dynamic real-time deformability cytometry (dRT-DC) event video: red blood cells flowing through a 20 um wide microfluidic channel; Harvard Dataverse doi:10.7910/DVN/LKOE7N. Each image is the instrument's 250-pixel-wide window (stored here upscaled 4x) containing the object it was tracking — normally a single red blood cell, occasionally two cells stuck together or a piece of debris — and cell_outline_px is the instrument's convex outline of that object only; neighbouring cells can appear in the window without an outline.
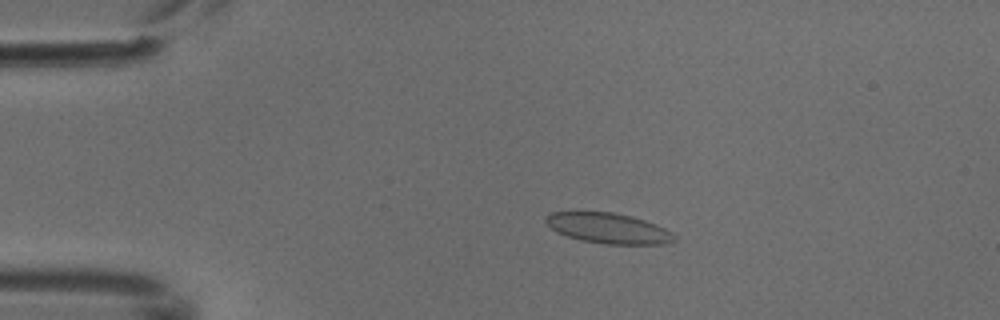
{"species": "common noctule bat (a hibernating species)", "species_latin": "Nyctalus noctula", "temperature_condition": "cold", "stored_images_in_passage": 3, "camera_frame_rate_fps": 3000, "um_per_image_px": 0.085, "animal": {"sex": "male", "body_mass_g": 18.8}, "frame": {"image": 1, "passage_image": 2, "time_ms": 0.333, "image_size_px": [1000, 320], "cell_outline_px": [[676, 240], [664, 244], [604, 244], [580, 240], [556, 232], [544, 220], [552, 212], [612, 212], [632, 216], [656, 224], [672, 232], [676, 236]], "centroid_in_image_um": [51.74, 19.41], "position_along_channel_um": 33.3, "area_um2": 22.66}}